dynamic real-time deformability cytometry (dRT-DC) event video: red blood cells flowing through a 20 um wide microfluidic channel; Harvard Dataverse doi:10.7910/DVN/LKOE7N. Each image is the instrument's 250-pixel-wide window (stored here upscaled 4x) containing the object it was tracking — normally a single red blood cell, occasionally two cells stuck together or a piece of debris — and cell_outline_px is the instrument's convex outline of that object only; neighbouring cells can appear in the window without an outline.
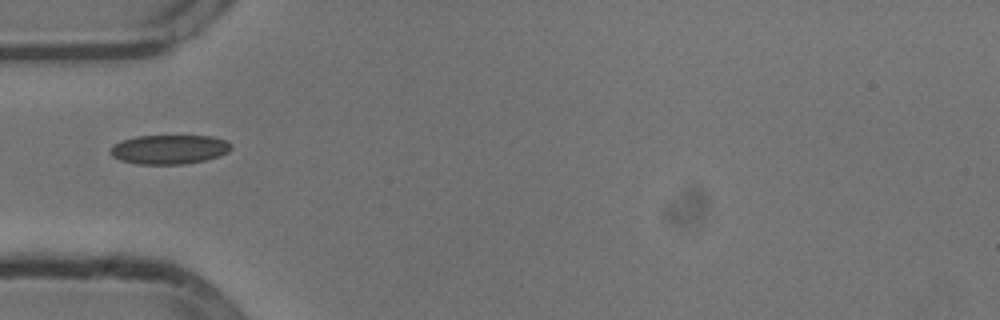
{"species": "common noctule bat (a hibernating species)", "species_latin": "Nyctalus noctula", "temperature_condition": "cold", "stored_images_in_passage": 37, "camera_frame_rate_fps": 3000, "um_per_image_px": 0.085, "animal": {"sex": "male", "body_mass_g": 13.3}, "frame": {"image": 1, "passage_image": 1, "time_ms": 0.0, "image_size_px": [1000, 320], "cell_outline_px": [[232, 148], [228, 152], [204, 160], [184, 164], [136, 164], [120, 160], [112, 156], [108, 152], [112, 144], [120, 140], [136, 136], [212, 136], [224, 140], [232, 144]], "centroid_in_image_um": [14.32, 12.69], "position_along_channel_um": 70.7, "area_um2": 20.69}}
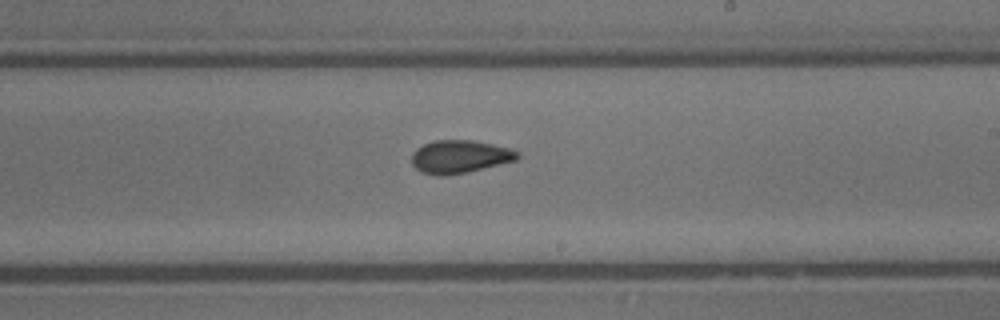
{"frame": {"image": 2, "passage_image": 15, "time_ms": 4.667, "image_size_px": [1000, 320], "cell_outline_px": [[520, 156], [516, 160], [468, 172], [444, 176], [436, 176], [420, 172], [412, 164], [412, 152], [416, 148], [432, 140], [472, 140], [492, 144], [508, 148], [520, 152]], "centroid_in_image_um": [39.05, 13.32], "position_along_channel_um": 250.0, "area_um2": 20.46}}
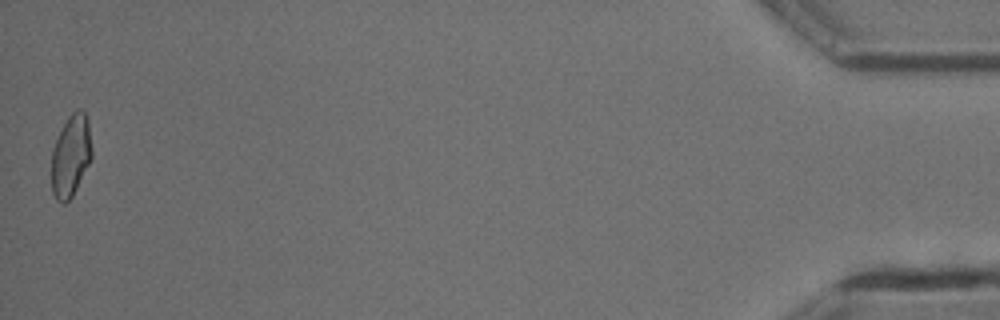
{"frame": {"image": 3, "passage_image": 37, "time_ms": 12.0, "image_size_px": [1000, 320], "cell_outline_px": [[92, 156], [72, 196], [64, 204], [56, 200], [52, 192], [52, 148], [68, 116], [76, 108], [80, 108], [84, 112], [88, 120], [92, 152]], "centroid_in_image_um": [6.01, 13.22], "position_along_channel_um": 429.2, "area_um2": 19.02}, "authors_computed_cell_mechanics": {"area_um2": 19.7676, "velocity_mm_per_s": 3.8164, "shape_relaxation_time_tau1_ms": null, "shape_relaxation_time_tau2_ms": 2.5278, "deformation_change_tau1": null, "deformation_change_tau2": 0.0705}}